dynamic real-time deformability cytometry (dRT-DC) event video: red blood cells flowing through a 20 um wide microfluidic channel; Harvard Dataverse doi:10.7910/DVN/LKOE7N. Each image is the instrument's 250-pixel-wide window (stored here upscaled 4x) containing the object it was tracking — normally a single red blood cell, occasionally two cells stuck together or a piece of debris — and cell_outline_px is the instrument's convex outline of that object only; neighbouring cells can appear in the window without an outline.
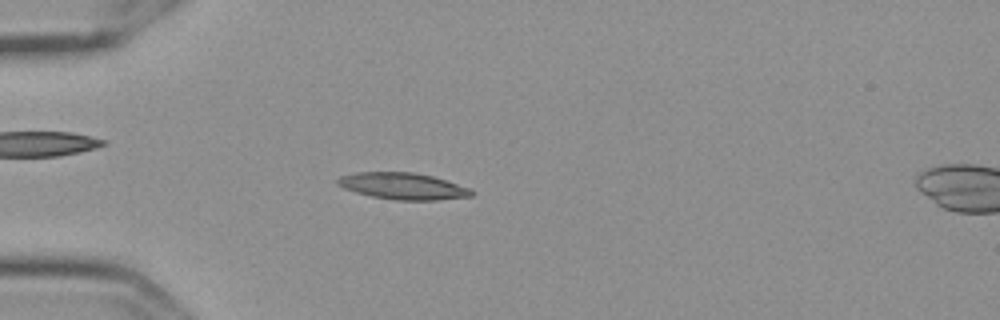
{"species": "Egyptian fruit bat (a non-hibernating species)", "species_latin": "Rousettus aegyptiacus", "temperature_condition": "cold", "stored_images_in_passage": 56, "camera_frame_rate_fps": 3000, "um_per_image_px": 0.085, "frame": {"image": 1, "passage_image": 16, "time_ms": 5.0, "image_size_px": [1000, 320], "cell_outline_px": [[476, 192], [472, 196], [436, 200], [396, 200], [372, 196], [356, 192], [344, 188], [336, 184], [336, 180], [340, 176], [356, 172], [412, 172], [432, 176], [468, 188]], "centroid_in_image_um": [34.22, 15.82], "position_along_channel_um": 50.8, "area_um2": 20.58}}
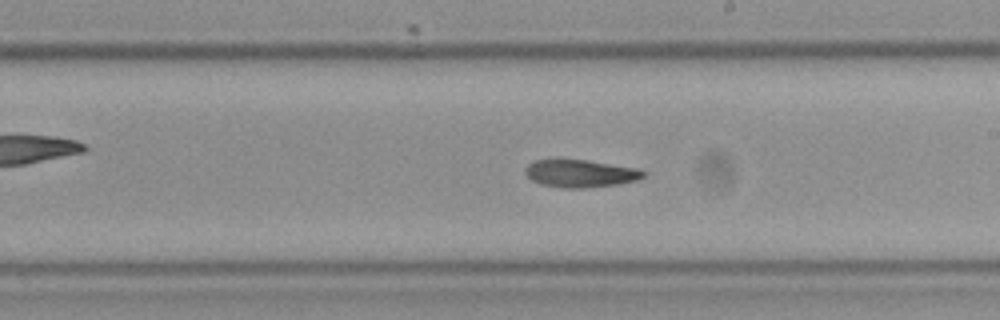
{"frame": {"image": 2, "passage_image": 33, "time_ms": 10.667, "image_size_px": [1000, 320], "cell_outline_px": [[648, 172], [644, 176], [636, 180], [620, 184], [584, 188], [564, 188], [540, 184], [532, 180], [524, 172], [524, 168], [532, 160], [556, 156], [584, 160], [636, 168]], "centroid_in_image_um": [49.24, 14.7], "position_along_channel_um": 239.8, "area_um2": 19.65}}
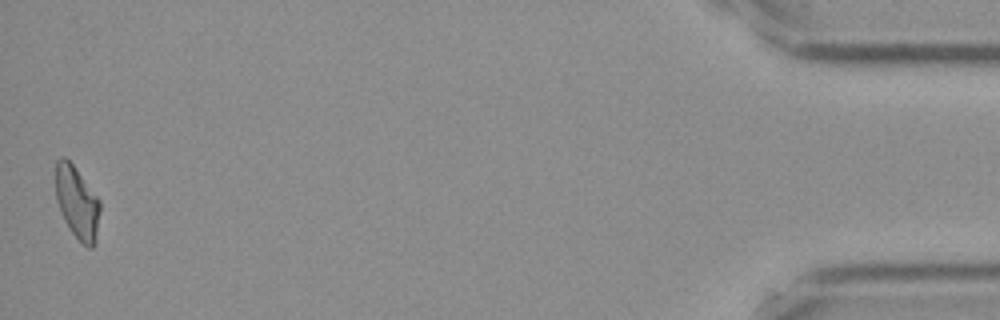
{"frame": {"image": 3, "passage_image": 56, "time_ms": 18.333, "image_size_px": [1000, 320], "cell_outline_px": [[100, 212], [96, 244], [92, 248], [88, 248], [72, 232], [64, 220], [60, 212], [56, 200], [56, 160], [60, 156], [64, 156], [72, 164], [100, 200]], "centroid_in_image_um": [6.56, 17.23], "position_along_channel_um": 428.6, "area_um2": 18.73}, "authors_computed_cell_mechanics": {"area_um2": 19.3052, "velocity_mm_per_s": 3.592, "shape_relaxation_time_tau1_ms": null, "shape_relaxation_time_tau2_ms": 5.1623, "deformation_change_tau1": null, "deformation_change_tau2": 0.1362}}